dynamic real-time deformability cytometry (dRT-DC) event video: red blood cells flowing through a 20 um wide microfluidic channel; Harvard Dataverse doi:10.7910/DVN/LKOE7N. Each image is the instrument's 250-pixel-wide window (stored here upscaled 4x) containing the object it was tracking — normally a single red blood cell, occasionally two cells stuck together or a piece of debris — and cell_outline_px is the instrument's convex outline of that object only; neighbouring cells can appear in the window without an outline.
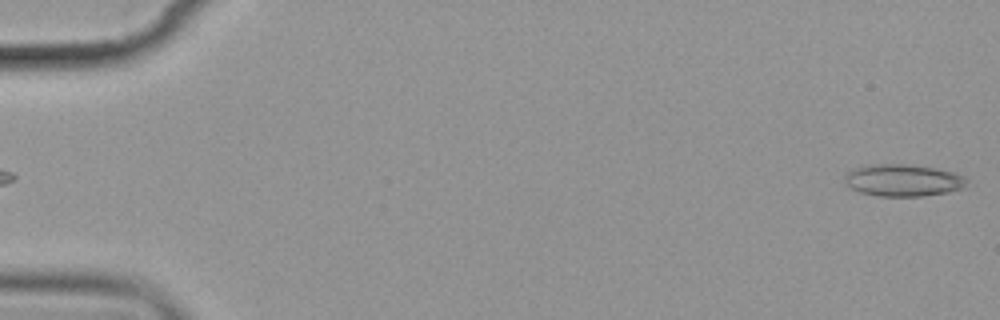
{"species": "common noctule bat (a hibernating species)", "species_latin": "Nyctalus noctula", "temperature_condition": "cold", "stored_images_in_passage": 5, "camera_frame_rate_fps": 3000, "um_per_image_px": 0.085, "animal": {"sex": "female", "body_mass_g": 19.9}, "frame": {"image": 1, "passage_image": 5, "time_ms": 5.0, "image_size_px": [1000, 320], "cell_outline_px": [[968, 180], [960, 188], [948, 192], [924, 196], [880, 196], [860, 192], [844, 184], [844, 176], [848, 172], [856, 168], [868, 164], [908, 164], [936, 168], [952, 172], [964, 176]], "centroid_in_image_um": [76.73, 15.32], "position_along_channel_um": 8.3, "area_um2": 22.72}}